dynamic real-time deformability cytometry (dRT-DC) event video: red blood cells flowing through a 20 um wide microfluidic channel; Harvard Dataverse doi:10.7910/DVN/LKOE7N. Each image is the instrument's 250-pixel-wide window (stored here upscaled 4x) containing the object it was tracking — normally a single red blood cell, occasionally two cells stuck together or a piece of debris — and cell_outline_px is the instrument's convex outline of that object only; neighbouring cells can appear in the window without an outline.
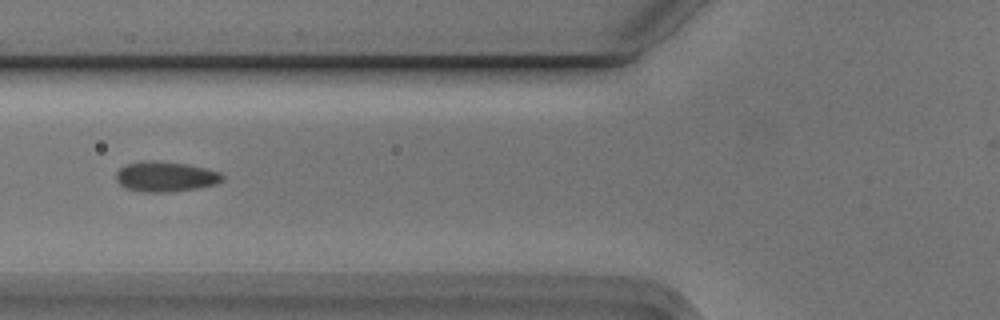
{"species": "Egyptian fruit bat (a non-hibernating species)", "species_latin": "Rousettus aegyptiacus", "temperature_condition": "cold", "stored_images_in_passage": 18, "camera_frame_rate_fps": 3000, "um_per_image_px": 0.085, "animal": {"sex": "male"}, "frame": {"image": 1, "passage_image": 8, "time_ms": 2.333, "image_size_px": [1000, 320], "cell_outline_px": [[224, 180], [216, 184], [200, 188], [168, 192], [144, 192], [124, 188], [116, 180], [116, 172], [120, 168], [128, 164], [144, 160], [156, 160], [188, 164], [220, 172], [224, 176]], "centroid_in_image_um": [14.08, 15.01], "position_along_channel_um": 111.7, "area_um2": 18.9}}
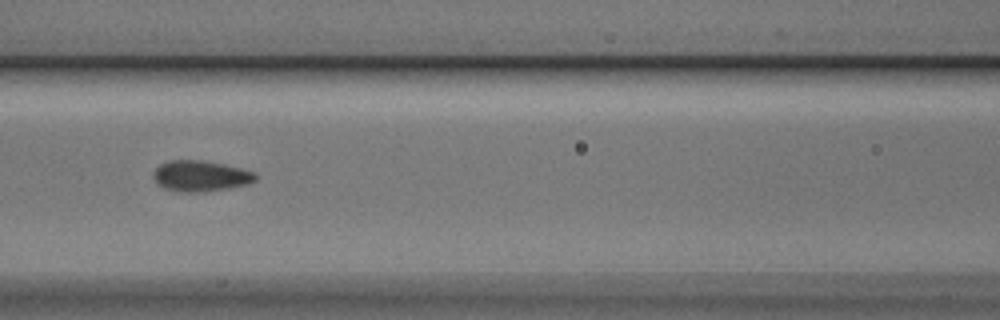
{"frame": {"image": 2, "passage_image": 11, "time_ms": 3.333, "image_size_px": [1000, 320], "cell_outline_px": [[256, 180], [248, 184], [228, 188], [204, 192], [180, 192], [164, 188], [156, 184], [152, 176], [152, 172], [160, 164], [168, 160], [200, 160], [224, 164], [256, 172]], "centroid_in_image_um": [17.01, 14.96], "position_along_channel_um": 149.6, "area_um2": 18.55}}